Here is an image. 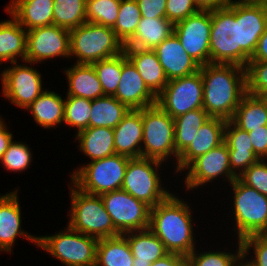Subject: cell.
<instances>
[{
  "label": "cell",
  "instance_id": "ab89813d",
  "mask_svg": "<svg viewBox=\"0 0 267 266\" xmlns=\"http://www.w3.org/2000/svg\"><path fill=\"white\" fill-rule=\"evenodd\" d=\"M245 68L247 93L267 97V62L249 61Z\"/></svg>",
  "mask_w": 267,
  "mask_h": 266
},
{
  "label": "cell",
  "instance_id": "74e56055",
  "mask_svg": "<svg viewBox=\"0 0 267 266\" xmlns=\"http://www.w3.org/2000/svg\"><path fill=\"white\" fill-rule=\"evenodd\" d=\"M121 0H86V22L113 28Z\"/></svg>",
  "mask_w": 267,
  "mask_h": 266
},
{
  "label": "cell",
  "instance_id": "e0dca14e",
  "mask_svg": "<svg viewBox=\"0 0 267 266\" xmlns=\"http://www.w3.org/2000/svg\"><path fill=\"white\" fill-rule=\"evenodd\" d=\"M114 97L130 110L150 107L157 101V96L147 87L125 52H122V74Z\"/></svg>",
  "mask_w": 267,
  "mask_h": 266
},
{
  "label": "cell",
  "instance_id": "8d00e7d4",
  "mask_svg": "<svg viewBox=\"0 0 267 266\" xmlns=\"http://www.w3.org/2000/svg\"><path fill=\"white\" fill-rule=\"evenodd\" d=\"M104 95L114 96L122 74V53L112 58L92 63Z\"/></svg>",
  "mask_w": 267,
  "mask_h": 266
},
{
  "label": "cell",
  "instance_id": "ee69618b",
  "mask_svg": "<svg viewBox=\"0 0 267 266\" xmlns=\"http://www.w3.org/2000/svg\"><path fill=\"white\" fill-rule=\"evenodd\" d=\"M238 178L247 186L267 196V164L262 159L252 164Z\"/></svg>",
  "mask_w": 267,
  "mask_h": 266
},
{
  "label": "cell",
  "instance_id": "7dc6e473",
  "mask_svg": "<svg viewBox=\"0 0 267 266\" xmlns=\"http://www.w3.org/2000/svg\"><path fill=\"white\" fill-rule=\"evenodd\" d=\"M254 153L260 158L267 156V125L248 132ZM265 156V157H264ZM264 157V158H262Z\"/></svg>",
  "mask_w": 267,
  "mask_h": 266
},
{
  "label": "cell",
  "instance_id": "f6af8a7d",
  "mask_svg": "<svg viewBox=\"0 0 267 266\" xmlns=\"http://www.w3.org/2000/svg\"><path fill=\"white\" fill-rule=\"evenodd\" d=\"M198 11L199 9L193 0H167L166 3V18L173 24Z\"/></svg>",
  "mask_w": 267,
  "mask_h": 266
},
{
  "label": "cell",
  "instance_id": "bcb514c9",
  "mask_svg": "<svg viewBox=\"0 0 267 266\" xmlns=\"http://www.w3.org/2000/svg\"><path fill=\"white\" fill-rule=\"evenodd\" d=\"M139 5L141 17L166 18L167 0H136Z\"/></svg>",
  "mask_w": 267,
  "mask_h": 266
},
{
  "label": "cell",
  "instance_id": "484cf974",
  "mask_svg": "<svg viewBox=\"0 0 267 266\" xmlns=\"http://www.w3.org/2000/svg\"><path fill=\"white\" fill-rule=\"evenodd\" d=\"M136 235L133 231L124 233L131 234L125 237L130 246L133 266H150L151 263L165 257L169 252L161 240L148 228L140 230Z\"/></svg>",
  "mask_w": 267,
  "mask_h": 266
},
{
  "label": "cell",
  "instance_id": "9c48e42d",
  "mask_svg": "<svg viewBox=\"0 0 267 266\" xmlns=\"http://www.w3.org/2000/svg\"><path fill=\"white\" fill-rule=\"evenodd\" d=\"M234 191L235 220L239 240L267 234V196L244 184L238 177L231 183Z\"/></svg>",
  "mask_w": 267,
  "mask_h": 266
},
{
  "label": "cell",
  "instance_id": "7c38bea8",
  "mask_svg": "<svg viewBox=\"0 0 267 266\" xmlns=\"http://www.w3.org/2000/svg\"><path fill=\"white\" fill-rule=\"evenodd\" d=\"M101 198L114 228L121 235L149 228L150 207L144 202L122 189L102 194Z\"/></svg>",
  "mask_w": 267,
  "mask_h": 266
},
{
  "label": "cell",
  "instance_id": "52a82bcc",
  "mask_svg": "<svg viewBox=\"0 0 267 266\" xmlns=\"http://www.w3.org/2000/svg\"><path fill=\"white\" fill-rule=\"evenodd\" d=\"M79 234V235H78ZM99 240L73 230L37 237V244L68 266H95Z\"/></svg>",
  "mask_w": 267,
  "mask_h": 266
},
{
  "label": "cell",
  "instance_id": "30bf717a",
  "mask_svg": "<svg viewBox=\"0 0 267 266\" xmlns=\"http://www.w3.org/2000/svg\"><path fill=\"white\" fill-rule=\"evenodd\" d=\"M160 164L161 161L155 159L131 158L127 164L121 189L150 208L155 207L171 194L161 188L160 179L152 166L158 167Z\"/></svg>",
  "mask_w": 267,
  "mask_h": 266
},
{
  "label": "cell",
  "instance_id": "cb8c5ba5",
  "mask_svg": "<svg viewBox=\"0 0 267 266\" xmlns=\"http://www.w3.org/2000/svg\"><path fill=\"white\" fill-rule=\"evenodd\" d=\"M54 0H14L8 13L28 30L53 24Z\"/></svg>",
  "mask_w": 267,
  "mask_h": 266
},
{
  "label": "cell",
  "instance_id": "d4e9b609",
  "mask_svg": "<svg viewBox=\"0 0 267 266\" xmlns=\"http://www.w3.org/2000/svg\"><path fill=\"white\" fill-rule=\"evenodd\" d=\"M173 33L174 24L167 18L141 17L134 36L124 45V48L154 50Z\"/></svg>",
  "mask_w": 267,
  "mask_h": 266
},
{
  "label": "cell",
  "instance_id": "836d02e7",
  "mask_svg": "<svg viewBox=\"0 0 267 266\" xmlns=\"http://www.w3.org/2000/svg\"><path fill=\"white\" fill-rule=\"evenodd\" d=\"M210 118L203 108L174 118L175 148L178 156L191 144L202 124Z\"/></svg>",
  "mask_w": 267,
  "mask_h": 266
},
{
  "label": "cell",
  "instance_id": "8fae6325",
  "mask_svg": "<svg viewBox=\"0 0 267 266\" xmlns=\"http://www.w3.org/2000/svg\"><path fill=\"white\" fill-rule=\"evenodd\" d=\"M156 104L173 119L189 111L203 108V81L200 70L194 74L169 80L157 96Z\"/></svg>",
  "mask_w": 267,
  "mask_h": 266
},
{
  "label": "cell",
  "instance_id": "60d3db41",
  "mask_svg": "<svg viewBox=\"0 0 267 266\" xmlns=\"http://www.w3.org/2000/svg\"><path fill=\"white\" fill-rule=\"evenodd\" d=\"M187 259L194 266H240L239 264L237 265L236 262L238 259L242 260L241 241L239 240V248L237 255L235 256L226 252H204L203 254L196 256L195 252L193 251L189 256H187Z\"/></svg>",
  "mask_w": 267,
  "mask_h": 266
},
{
  "label": "cell",
  "instance_id": "3957f363",
  "mask_svg": "<svg viewBox=\"0 0 267 266\" xmlns=\"http://www.w3.org/2000/svg\"><path fill=\"white\" fill-rule=\"evenodd\" d=\"M189 211L188 205L172 194L150 208L149 229L169 253L189 256L195 249Z\"/></svg>",
  "mask_w": 267,
  "mask_h": 266
},
{
  "label": "cell",
  "instance_id": "d6986e66",
  "mask_svg": "<svg viewBox=\"0 0 267 266\" xmlns=\"http://www.w3.org/2000/svg\"><path fill=\"white\" fill-rule=\"evenodd\" d=\"M226 122L211 117L202 124L191 144L178 156L176 172L186 169L194 159L221 145L225 139Z\"/></svg>",
  "mask_w": 267,
  "mask_h": 266
},
{
  "label": "cell",
  "instance_id": "8992f818",
  "mask_svg": "<svg viewBox=\"0 0 267 266\" xmlns=\"http://www.w3.org/2000/svg\"><path fill=\"white\" fill-rule=\"evenodd\" d=\"M131 158L114 154L90 162L72 174L75 186L81 191L99 195L120 190Z\"/></svg>",
  "mask_w": 267,
  "mask_h": 266
},
{
  "label": "cell",
  "instance_id": "f1b7e54d",
  "mask_svg": "<svg viewBox=\"0 0 267 266\" xmlns=\"http://www.w3.org/2000/svg\"><path fill=\"white\" fill-rule=\"evenodd\" d=\"M80 149L91 161L112 156L114 148V130L108 127H88L77 132Z\"/></svg>",
  "mask_w": 267,
  "mask_h": 266
},
{
  "label": "cell",
  "instance_id": "ffe728a7",
  "mask_svg": "<svg viewBox=\"0 0 267 266\" xmlns=\"http://www.w3.org/2000/svg\"><path fill=\"white\" fill-rule=\"evenodd\" d=\"M113 130L115 153L129 158H140L139 143L143 139L142 109L130 110Z\"/></svg>",
  "mask_w": 267,
  "mask_h": 266
},
{
  "label": "cell",
  "instance_id": "603a6c76",
  "mask_svg": "<svg viewBox=\"0 0 267 266\" xmlns=\"http://www.w3.org/2000/svg\"><path fill=\"white\" fill-rule=\"evenodd\" d=\"M17 193H9L0 197V250L11 252L17 235H22L37 243V237L28 235L20 229L21 214ZM26 234V236H25Z\"/></svg>",
  "mask_w": 267,
  "mask_h": 266
},
{
  "label": "cell",
  "instance_id": "9a60e30c",
  "mask_svg": "<svg viewBox=\"0 0 267 266\" xmlns=\"http://www.w3.org/2000/svg\"><path fill=\"white\" fill-rule=\"evenodd\" d=\"M41 75L27 66L15 65L3 71V93L13 104L28 108L43 92Z\"/></svg>",
  "mask_w": 267,
  "mask_h": 266
},
{
  "label": "cell",
  "instance_id": "ba28073f",
  "mask_svg": "<svg viewBox=\"0 0 267 266\" xmlns=\"http://www.w3.org/2000/svg\"><path fill=\"white\" fill-rule=\"evenodd\" d=\"M143 139L145 149L141 157L163 161L174 154L175 148L174 119L157 104L142 109Z\"/></svg>",
  "mask_w": 267,
  "mask_h": 266
},
{
  "label": "cell",
  "instance_id": "db71d44e",
  "mask_svg": "<svg viewBox=\"0 0 267 266\" xmlns=\"http://www.w3.org/2000/svg\"><path fill=\"white\" fill-rule=\"evenodd\" d=\"M241 1H247V2H266L267 0H241Z\"/></svg>",
  "mask_w": 267,
  "mask_h": 266
},
{
  "label": "cell",
  "instance_id": "b9f144b4",
  "mask_svg": "<svg viewBox=\"0 0 267 266\" xmlns=\"http://www.w3.org/2000/svg\"><path fill=\"white\" fill-rule=\"evenodd\" d=\"M31 157V152L25 144L12 141L1 162L7 170L21 171L29 166Z\"/></svg>",
  "mask_w": 267,
  "mask_h": 266
},
{
  "label": "cell",
  "instance_id": "4dcf8cb0",
  "mask_svg": "<svg viewBox=\"0 0 267 266\" xmlns=\"http://www.w3.org/2000/svg\"><path fill=\"white\" fill-rule=\"evenodd\" d=\"M125 236L99 239L95 266H133L134 257Z\"/></svg>",
  "mask_w": 267,
  "mask_h": 266
},
{
  "label": "cell",
  "instance_id": "277c9868",
  "mask_svg": "<svg viewBox=\"0 0 267 266\" xmlns=\"http://www.w3.org/2000/svg\"><path fill=\"white\" fill-rule=\"evenodd\" d=\"M122 52L124 45L110 27L85 22L70 30V55L79 58L77 64H92Z\"/></svg>",
  "mask_w": 267,
  "mask_h": 266
},
{
  "label": "cell",
  "instance_id": "4316f807",
  "mask_svg": "<svg viewBox=\"0 0 267 266\" xmlns=\"http://www.w3.org/2000/svg\"><path fill=\"white\" fill-rule=\"evenodd\" d=\"M69 81L67 96L94 100L104 96L101 83L92 64H75L66 70Z\"/></svg>",
  "mask_w": 267,
  "mask_h": 266
},
{
  "label": "cell",
  "instance_id": "c3c4849f",
  "mask_svg": "<svg viewBox=\"0 0 267 266\" xmlns=\"http://www.w3.org/2000/svg\"><path fill=\"white\" fill-rule=\"evenodd\" d=\"M186 260L187 256L176 253H169L165 257L151 263L150 266H183V263Z\"/></svg>",
  "mask_w": 267,
  "mask_h": 266
},
{
  "label": "cell",
  "instance_id": "e575fe53",
  "mask_svg": "<svg viewBox=\"0 0 267 266\" xmlns=\"http://www.w3.org/2000/svg\"><path fill=\"white\" fill-rule=\"evenodd\" d=\"M85 22L86 0H54V25L71 30Z\"/></svg>",
  "mask_w": 267,
  "mask_h": 266
},
{
  "label": "cell",
  "instance_id": "1f68e13d",
  "mask_svg": "<svg viewBox=\"0 0 267 266\" xmlns=\"http://www.w3.org/2000/svg\"><path fill=\"white\" fill-rule=\"evenodd\" d=\"M89 127H108L114 129L130 111L114 96L104 95L92 100Z\"/></svg>",
  "mask_w": 267,
  "mask_h": 266
},
{
  "label": "cell",
  "instance_id": "5b68a950",
  "mask_svg": "<svg viewBox=\"0 0 267 266\" xmlns=\"http://www.w3.org/2000/svg\"><path fill=\"white\" fill-rule=\"evenodd\" d=\"M71 189L72 209L69 227L98 240L121 235L114 228L101 196L85 193L78 188Z\"/></svg>",
  "mask_w": 267,
  "mask_h": 266
},
{
  "label": "cell",
  "instance_id": "d6a6232c",
  "mask_svg": "<svg viewBox=\"0 0 267 266\" xmlns=\"http://www.w3.org/2000/svg\"><path fill=\"white\" fill-rule=\"evenodd\" d=\"M27 109L40 126L50 128L64 120L65 102L58 94L44 91Z\"/></svg>",
  "mask_w": 267,
  "mask_h": 266
},
{
  "label": "cell",
  "instance_id": "7a4b0ae2",
  "mask_svg": "<svg viewBox=\"0 0 267 266\" xmlns=\"http://www.w3.org/2000/svg\"><path fill=\"white\" fill-rule=\"evenodd\" d=\"M199 70L203 81V109L212 118L231 120L247 93L246 68L208 63L200 66Z\"/></svg>",
  "mask_w": 267,
  "mask_h": 266
},
{
  "label": "cell",
  "instance_id": "f546056e",
  "mask_svg": "<svg viewBox=\"0 0 267 266\" xmlns=\"http://www.w3.org/2000/svg\"><path fill=\"white\" fill-rule=\"evenodd\" d=\"M26 45L27 31L15 19L0 22V62L16 64L18 55L26 62Z\"/></svg>",
  "mask_w": 267,
  "mask_h": 266
},
{
  "label": "cell",
  "instance_id": "681fc988",
  "mask_svg": "<svg viewBox=\"0 0 267 266\" xmlns=\"http://www.w3.org/2000/svg\"><path fill=\"white\" fill-rule=\"evenodd\" d=\"M199 10H217L228 7L232 0H193Z\"/></svg>",
  "mask_w": 267,
  "mask_h": 266
},
{
  "label": "cell",
  "instance_id": "816d5d0a",
  "mask_svg": "<svg viewBox=\"0 0 267 266\" xmlns=\"http://www.w3.org/2000/svg\"><path fill=\"white\" fill-rule=\"evenodd\" d=\"M3 123L4 122L0 120V160L2 159L4 153L7 151L13 138L12 134L7 131V128L4 126Z\"/></svg>",
  "mask_w": 267,
  "mask_h": 266
},
{
  "label": "cell",
  "instance_id": "83f0119b",
  "mask_svg": "<svg viewBox=\"0 0 267 266\" xmlns=\"http://www.w3.org/2000/svg\"><path fill=\"white\" fill-rule=\"evenodd\" d=\"M231 121L247 132L266 126L267 97L246 93L236 108Z\"/></svg>",
  "mask_w": 267,
  "mask_h": 266
},
{
  "label": "cell",
  "instance_id": "2e32d148",
  "mask_svg": "<svg viewBox=\"0 0 267 266\" xmlns=\"http://www.w3.org/2000/svg\"><path fill=\"white\" fill-rule=\"evenodd\" d=\"M186 168H190L185 181L187 189L202 185L221 174L226 175L230 183L237 178L232 173L228 145L225 142L194 159Z\"/></svg>",
  "mask_w": 267,
  "mask_h": 266
},
{
  "label": "cell",
  "instance_id": "5bb4252c",
  "mask_svg": "<svg viewBox=\"0 0 267 266\" xmlns=\"http://www.w3.org/2000/svg\"><path fill=\"white\" fill-rule=\"evenodd\" d=\"M70 55V30L48 25L27 30L26 62Z\"/></svg>",
  "mask_w": 267,
  "mask_h": 266
},
{
  "label": "cell",
  "instance_id": "ac0fdd59",
  "mask_svg": "<svg viewBox=\"0 0 267 266\" xmlns=\"http://www.w3.org/2000/svg\"><path fill=\"white\" fill-rule=\"evenodd\" d=\"M153 51L156 53L168 81L194 74L200 69V65L187 54L174 33Z\"/></svg>",
  "mask_w": 267,
  "mask_h": 266
},
{
  "label": "cell",
  "instance_id": "7bdbcfd3",
  "mask_svg": "<svg viewBox=\"0 0 267 266\" xmlns=\"http://www.w3.org/2000/svg\"><path fill=\"white\" fill-rule=\"evenodd\" d=\"M242 259L245 258L251 246L254 247L255 259L248 263H243L244 266H267V234H256L245 237L241 240Z\"/></svg>",
  "mask_w": 267,
  "mask_h": 266
},
{
  "label": "cell",
  "instance_id": "f5cc1de1",
  "mask_svg": "<svg viewBox=\"0 0 267 266\" xmlns=\"http://www.w3.org/2000/svg\"><path fill=\"white\" fill-rule=\"evenodd\" d=\"M183 266H194L188 259L183 263Z\"/></svg>",
  "mask_w": 267,
  "mask_h": 266
},
{
  "label": "cell",
  "instance_id": "4fadbf2b",
  "mask_svg": "<svg viewBox=\"0 0 267 266\" xmlns=\"http://www.w3.org/2000/svg\"><path fill=\"white\" fill-rule=\"evenodd\" d=\"M211 11L199 10L174 24V34L200 66L210 63Z\"/></svg>",
  "mask_w": 267,
  "mask_h": 266
},
{
  "label": "cell",
  "instance_id": "f35d334b",
  "mask_svg": "<svg viewBox=\"0 0 267 266\" xmlns=\"http://www.w3.org/2000/svg\"><path fill=\"white\" fill-rule=\"evenodd\" d=\"M92 100L67 96L65 101L64 122L78 128V132L89 127Z\"/></svg>",
  "mask_w": 267,
  "mask_h": 266
},
{
  "label": "cell",
  "instance_id": "44dd1931",
  "mask_svg": "<svg viewBox=\"0 0 267 266\" xmlns=\"http://www.w3.org/2000/svg\"><path fill=\"white\" fill-rule=\"evenodd\" d=\"M224 142L228 145L232 173L237 177L260 159L254 153L249 133L237 127L231 120L226 122ZM239 167L241 172L237 174L234 169Z\"/></svg>",
  "mask_w": 267,
  "mask_h": 266
},
{
  "label": "cell",
  "instance_id": "f907efd6",
  "mask_svg": "<svg viewBox=\"0 0 267 266\" xmlns=\"http://www.w3.org/2000/svg\"><path fill=\"white\" fill-rule=\"evenodd\" d=\"M249 61H265L267 62V27L259 38L255 53Z\"/></svg>",
  "mask_w": 267,
  "mask_h": 266
},
{
  "label": "cell",
  "instance_id": "6da1fadb",
  "mask_svg": "<svg viewBox=\"0 0 267 266\" xmlns=\"http://www.w3.org/2000/svg\"><path fill=\"white\" fill-rule=\"evenodd\" d=\"M267 27V2L234 1L211 11L210 63L246 67Z\"/></svg>",
  "mask_w": 267,
  "mask_h": 266
},
{
  "label": "cell",
  "instance_id": "7402d4cb",
  "mask_svg": "<svg viewBox=\"0 0 267 266\" xmlns=\"http://www.w3.org/2000/svg\"><path fill=\"white\" fill-rule=\"evenodd\" d=\"M127 59L135 66L147 87L158 96L168 83V79L153 50L124 48Z\"/></svg>",
  "mask_w": 267,
  "mask_h": 266
},
{
  "label": "cell",
  "instance_id": "d590c367",
  "mask_svg": "<svg viewBox=\"0 0 267 266\" xmlns=\"http://www.w3.org/2000/svg\"><path fill=\"white\" fill-rule=\"evenodd\" d=\"M141 19V12L136 0H121L119 14L115 26L117 38L125 45L137 30Z\"/></svg>",
  "mask_w": 267,
  "mask_h": 266
}]
</instances>
